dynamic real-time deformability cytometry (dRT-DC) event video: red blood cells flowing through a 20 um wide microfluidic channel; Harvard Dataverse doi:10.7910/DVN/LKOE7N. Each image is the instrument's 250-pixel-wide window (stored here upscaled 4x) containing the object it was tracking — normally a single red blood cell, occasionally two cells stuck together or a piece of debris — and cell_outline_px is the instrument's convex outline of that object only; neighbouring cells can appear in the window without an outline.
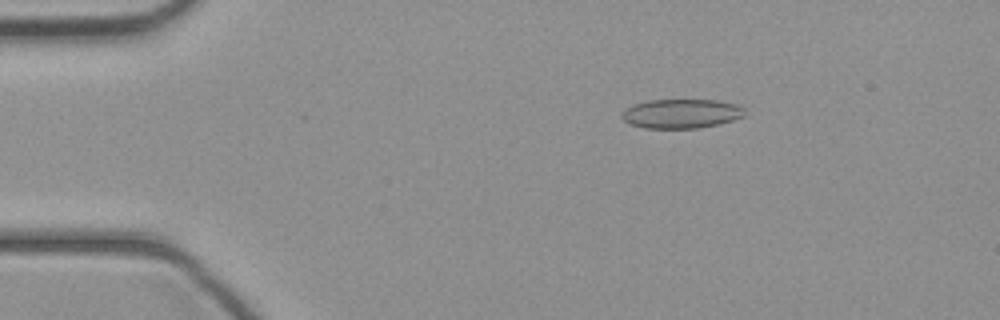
{"species": "common noctule bat (a hibernating species)", "species_latin": "Nyctalus noctula", "temperature_condition": "cold", "stored_images_in_passage": 41, "camera_frame_rate_fps": 3000, "um_per_image_px": 0.085, "animal": {"sex": "female", "body_mass_g": 21.9}, "frame": {"image": 1, "passage_image": 4, "time_ms": 1.0, "image_size_px": [1000, 320], "cell_outline_px": [[744, 116], [720, 124], [696, 128], [644, 128], [628, 124], [620, 116], [620, 112], [632, 104], [648, 100], [716, 100], [736, 104], [744, 108]], "centroid_in_image_um": [57.86, 9.66], "position_along_channel_um": 27.1, "area_um2": 21.1}}
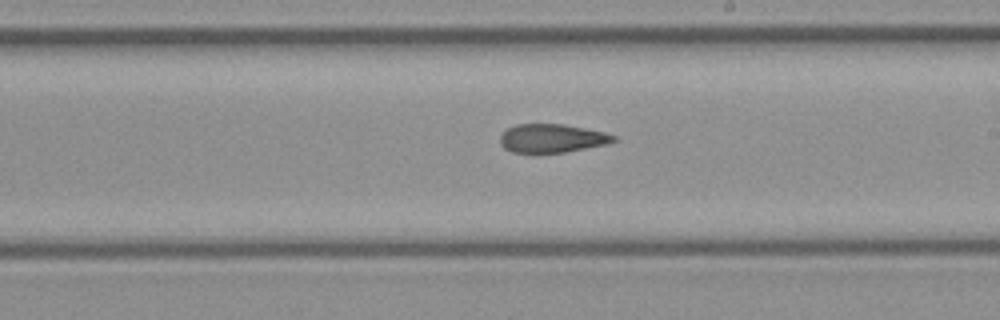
{"frame": {"image": 2, "passage_image": 22, "time_ms": 7.0, "image_size_px": [1000, 320], "cell_outline_px": [[616, 140], [608, 144], [564, 152], [512, 152], [504, 148], [500, 144], [500, 136], [508, 128], [516, 124], [564, 124], [604, 132], [616, 136]], "centroid_in_image_um": [46.92, 11.75], "position_along_channel_um": 242.1, "area_um2": 18.73}}
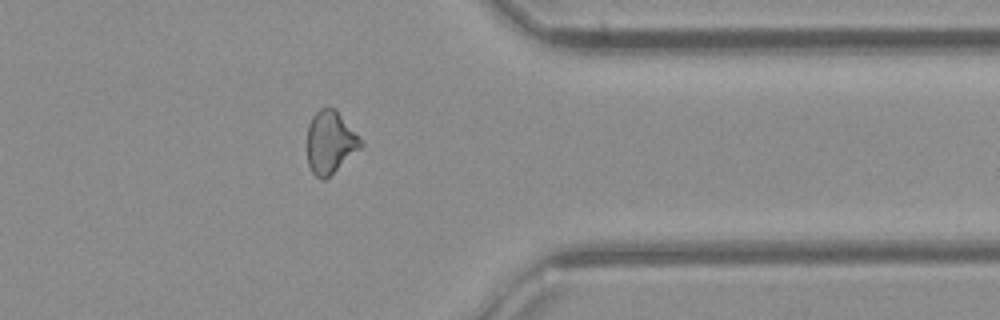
{"frame": {"image": 3, "passage_image": 32, "time_ms": 10.333, "image_size_px": [1000, 320], "cell_outline_px": [[364, 144], [360, 148], [324, 180], [320, 180], [312, 172], [308, 164], [308, 124], [312, 116], [320, 108], [336, 108]], "centroid_in_image_um": [28.05, 12.08], "position_along_channel_um": 383.4, "area_um2": 19.19}}